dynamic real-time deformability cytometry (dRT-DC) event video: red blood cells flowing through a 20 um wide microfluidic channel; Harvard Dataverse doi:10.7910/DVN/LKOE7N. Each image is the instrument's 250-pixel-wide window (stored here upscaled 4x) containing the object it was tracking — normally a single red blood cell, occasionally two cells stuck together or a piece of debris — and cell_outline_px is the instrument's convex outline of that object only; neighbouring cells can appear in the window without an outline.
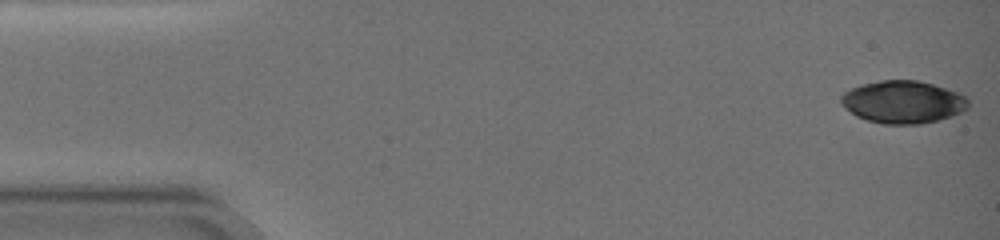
{"species": "common noctule bat (a hibernating species)", "species_latin": "Nyctalus noctula", "temperature_condition": "warm", "stored_images_in_passage": 11, "camera_frame_rate_fps": 3000, "um_per_image_px": 0.085, "animal": {"sex": "female", "body_mass_g": 19.0, "forearm_length_mm": 51.5}, "frame": {"image": 1, "passage_image": 1, "time_ms": 0.0, "image_size_px": [1000, 240], "cell_outline_px": [[968, 108], [952, 116], [940, 120], [920, 124], [884, 124], [868, 120], [856, 116], [840, 104], [840, 96], [844, 92], [860, 84], [880, 80], [916, 80], [932, 84], [960, 92], [968, 100]], "centroid_in_image_um": [76.75, 8.67], "position_along_channel_um": 8.3, "area_um2": 31.73}}
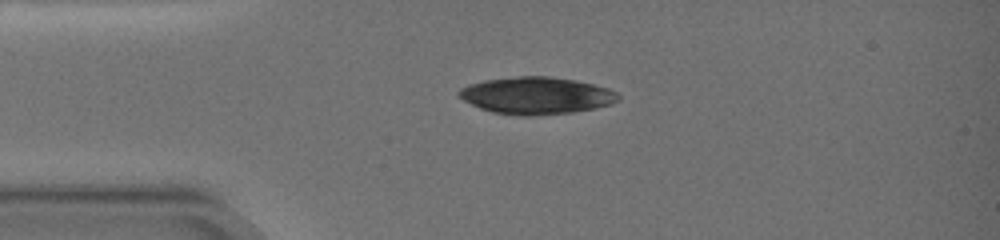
{"frame": {"image": 2, "passage_image": 7, "time_ms": 4.0, "image_size_px": [1000, 240], "cell_outline_px": [[620, 100], [612, 104], [596, 108], [572, 112], [536, 116], [520, 116], [492, 112], [480, 108], [464, 100], [456, 92], [460, 88], [468, 84], [484, 80], [520, 76], [548, 76], [576, 80], [608, 88], [616, 92], [620, 96]], "centroid_in_image_um": [45.6, 8.13], "position_along_channel_um": 39.4, "area_um2": 34.62}}